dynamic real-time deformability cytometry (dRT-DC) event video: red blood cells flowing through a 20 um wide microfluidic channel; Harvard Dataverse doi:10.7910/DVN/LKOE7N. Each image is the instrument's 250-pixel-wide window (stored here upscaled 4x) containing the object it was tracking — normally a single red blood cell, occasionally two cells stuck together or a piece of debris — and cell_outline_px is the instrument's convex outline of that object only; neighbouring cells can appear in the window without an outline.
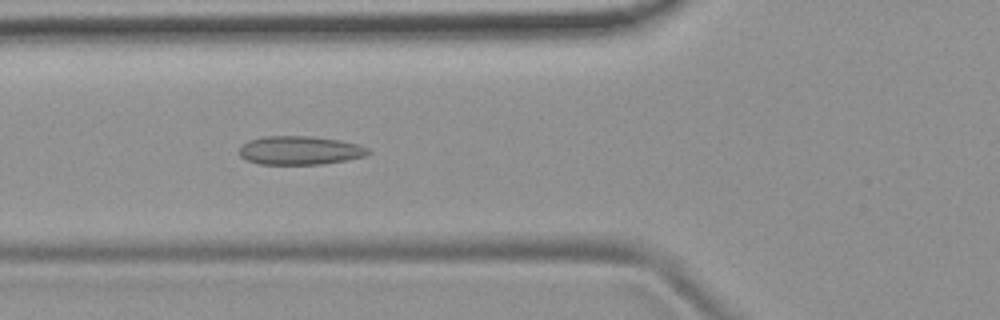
{"species": "common noctule bat (a hibernating species)", "species_latin": "Nyctalus noctula", "temperature_condition": "room temperature", "stored_images_in_passage": 43, "camera_frame_rate_fps": 3000, "um_per_image_px": 0.085, "animal": {"sex": "female", "body_mass_g": 19.9}, "frame": {"image": 1, "passage_image": 10, "time_ms": 3.0, "image_size_px": [1000, 320], "cell_outline_px": [[372, 152], [368, 156], [324, 164], [260, 164], [248, 160], [240, 156], [240, 144], [248, 140], [264, 136], [312, 136], [340, 140], [360, 144], [368, 148]], "centroid_in_image_um": [25.53, 12.77], "position_along_channel_um": 100.3, "area_um2": 21.79}}
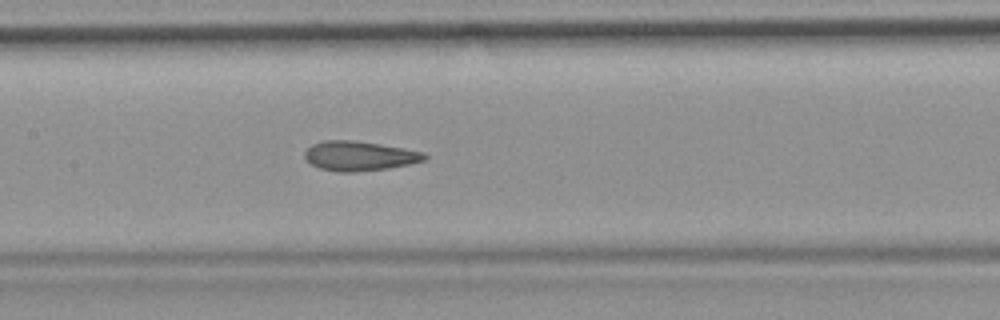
{"frame": {"image": 2, "passage_image": 16, "time_ms": 5.0, "image_size_px": [1000, 320], "cell_outline_px": [[428, 156], [424, 160], [408, 164], [388, 168], [352, 172], [340, 172], [320, 168], [312, 164], [304, 156], [304, 152], [312, 144], [324, 140], [356, 140], [404, 148], [424, 152]], "centroid_in_image_um": [30.54, 13.24], "position_along_channel_um": 176.9, "area_um2": 20.52}}
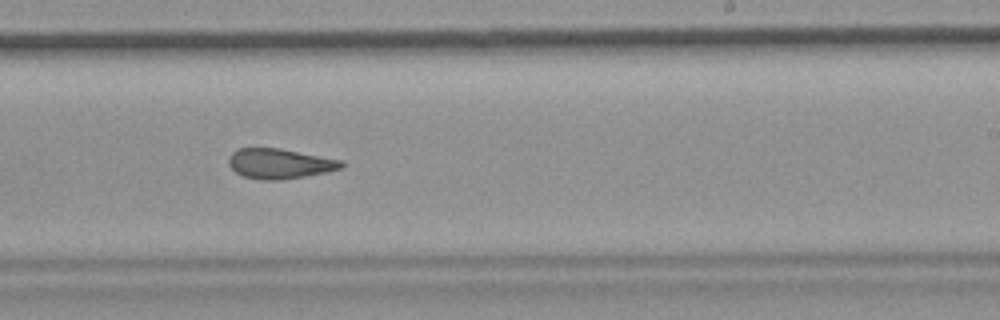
{"frame": {"image": 3, "passage_image": 23, "time_ms": 7.333, "image_size_px": [1000, 320], "cell_outline_px": [[344, 168], [328, 172], [284, 180], [264, 180], [244, 176], [236, 172], [228, 164], [228, 156], [232, 152], [240, 148], [280, 148], [340, 160], [344, 164]], "centroid_in_image_um": [23.77, 13.91], "position_along_channel_um": 265.2, "area_um2": 19.77}, "authors_computed_cell_mechanics": {"area_um2": 20.4612, "velocity_mm_per_s": 3.8171, "shape_relaxation_time_tau1_ms": null, "shape_relaxation_time_tau2_ms": 2.3102, "deformation_change_tau1": null, "deformation_change_tau2": 0.0968}}